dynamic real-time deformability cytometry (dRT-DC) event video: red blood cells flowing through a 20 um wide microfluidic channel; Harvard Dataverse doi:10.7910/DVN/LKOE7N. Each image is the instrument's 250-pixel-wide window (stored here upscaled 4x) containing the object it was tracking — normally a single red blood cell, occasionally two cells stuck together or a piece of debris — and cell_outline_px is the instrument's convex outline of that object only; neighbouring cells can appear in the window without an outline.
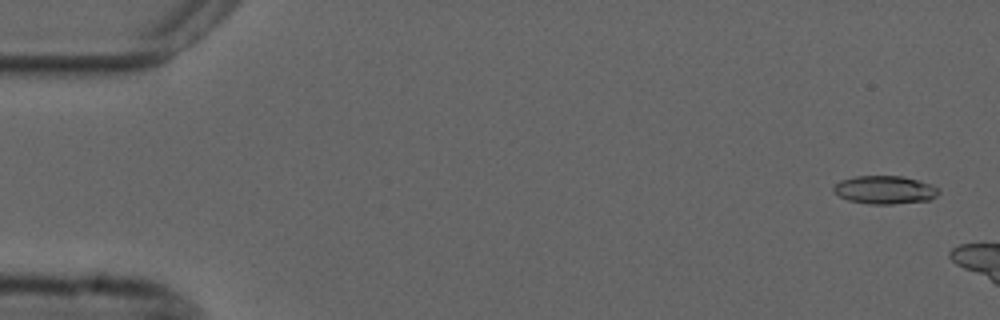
{"species": "common noctule bat (a hibernating species)", "species_latin": "Nyctalus noctula", "temperature_condition": "cold", "stored_images_in_passage": 12, "camera_frame_rate_fps": 3000, "um_per_image_px": 0.085, "animal": {"sex": "male", "forearm_length_mm": 52.5}, "frame": {"image": 1, "passage_image": 2, "time_ms": 0.333, "image_size_px": [1000, 320], "cell_outline_px": [[940, 192], [936, 196], [928, 200], [892, 204], [868, 204], [848, 200], [840, 196], [832, 188], [840, 180], [856, 176], [904, 176], [932, 184], [940, 188]], "centroid_in_image_um": [75.24, 16.13], "position_along_channel_um": 9.8, "area_um2": 17.28}}